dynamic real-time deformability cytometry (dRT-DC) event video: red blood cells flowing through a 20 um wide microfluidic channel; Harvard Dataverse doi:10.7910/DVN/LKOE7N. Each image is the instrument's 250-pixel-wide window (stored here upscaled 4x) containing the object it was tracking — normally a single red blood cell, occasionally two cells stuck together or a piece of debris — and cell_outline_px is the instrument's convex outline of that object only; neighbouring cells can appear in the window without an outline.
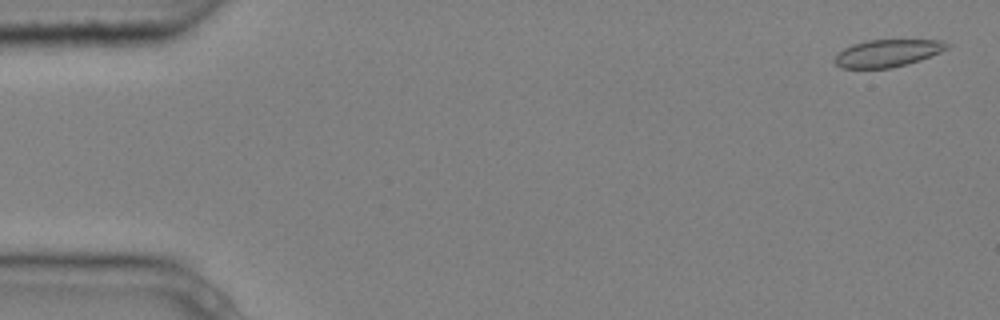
{"species": "common noctule bat (a hibernating species)", "species_latin": "Nyctalus noctula", "temperature_condition": "cold", "stored_images_in_passage": 5, "camera_frame_rate_fps": 3000, "um_per_image_px": 0.085, "animal": {"sex": "male", "body_mass_g": 20.4}, "frame": {"image": 1, "passage_image": 1, "time_ms": 0.0, "image_size_px": [1000, 320], "cell_outline_px": [[952, 44], [948, 48], [940, 52], [920, 60], [888, 68], [840, 68], [832, 60], [844, 48], [852, 44], [868, 40], [940, 40]], "centroid_in_image_um": [75.43, 4.51], "position_along_channel_um": 9.6, "area_um2": 17.74}}
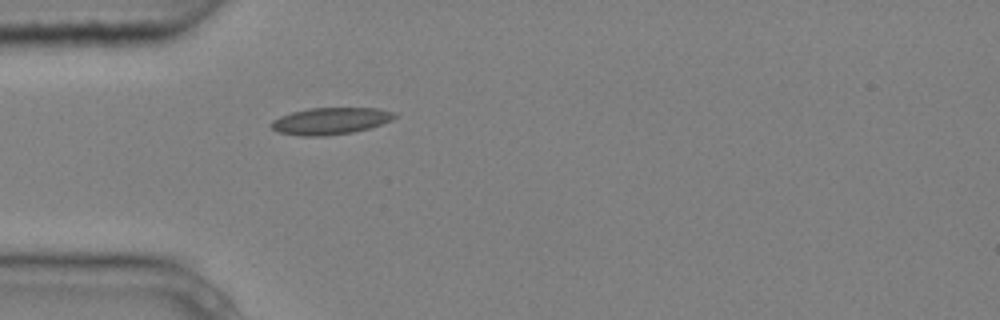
{"frame": {"image": 2, "passage_image": 5, "time_ms": 1.333, "image_size_px": [1000, 320], "cell_outline_px": [[396, 116], [392, 120], [368, 128], [352, 132], [324, 136], [300, 136], [276, 132], [268, 124], [272, 120], [280, 116], [292, 112], [308, 108], [380, 108], [396, 112]], "centroid_in_image_um": [28.05, 10.28], "position_along_channel_um": 56.9, "area_um2": 19.42}}